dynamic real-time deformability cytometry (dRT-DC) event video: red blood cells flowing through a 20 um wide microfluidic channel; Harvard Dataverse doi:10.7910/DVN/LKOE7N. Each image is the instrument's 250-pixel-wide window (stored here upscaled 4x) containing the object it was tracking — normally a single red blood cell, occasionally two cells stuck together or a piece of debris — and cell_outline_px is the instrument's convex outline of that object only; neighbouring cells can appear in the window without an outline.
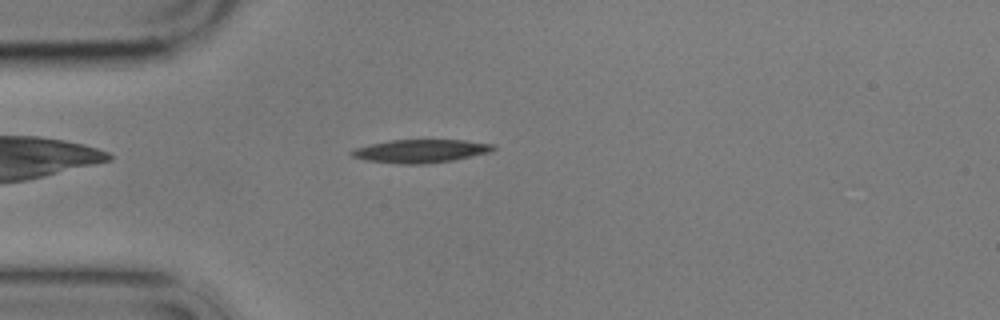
{"species": "common noctule bat (a hibernating species)", "species_latin": "Nyctalus noctula", "temperature_condition": "cold", "stored_images_in_passage": 4, "camera_frame_rate_fps": 3000, "um_per_image_px": 0.085, "animal": {"sex": "male", "body_mass_g": 17.9}, "frame": {"image": 1, "passage_image": 4, "time_ms": 4.333, "image_size_px": [1000, 320], "cell_outline_px": [[496, 148], [488, 152], [472, 156], [452, 160], [424, 164], [400, 164], [368, 160], [352, 156], [348, 152], [352, 148], [392, 140], [464, 140], [496, 144]], "centroid_in_image_um": [35.75, 12.83], "position_along_channel_um": 49.2, "area_um2": 19.07}}